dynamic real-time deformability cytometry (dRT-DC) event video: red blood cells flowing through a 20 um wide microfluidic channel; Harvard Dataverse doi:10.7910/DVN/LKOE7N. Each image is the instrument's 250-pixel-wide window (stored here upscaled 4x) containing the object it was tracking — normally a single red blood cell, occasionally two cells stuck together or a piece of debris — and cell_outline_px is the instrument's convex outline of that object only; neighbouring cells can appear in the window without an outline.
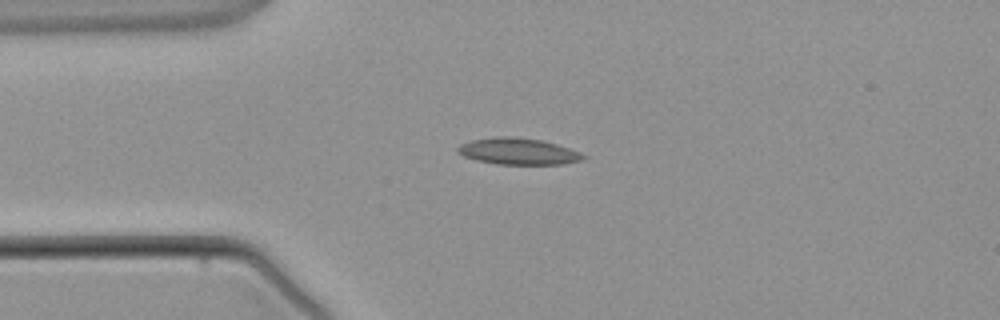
{"species": "common noctule bat (a hibernating species)", "species_latin": "Nyctalus noctula", "temperature_condition": "warm", "stored_images_in_passage": 1, "camera_frame_rate_fps": 3000, "um_per_image_px": 0.085, "animal": {"sex": "male", "body_mass_g": 21.5, "forearm_length_mm": 52.0}, "frame": {"image": 1, "passage_image": 1, "time_ms": 0.0, "image_size_px": [1000, 320], "cell_outline_px": [[588, 156], [584, 160], [564, 164], [496, 164], [476, 160], [464, 156], [456, 152], [456, 148], [460, 144], [472, 140], [496, 136], [512, 136], [540, 140], [556, 144], [580, 152]], "centroid_in_image_um": [44.04, 12.87], "position_along_channel_um": 41.0, "area_um2": 19.48}}